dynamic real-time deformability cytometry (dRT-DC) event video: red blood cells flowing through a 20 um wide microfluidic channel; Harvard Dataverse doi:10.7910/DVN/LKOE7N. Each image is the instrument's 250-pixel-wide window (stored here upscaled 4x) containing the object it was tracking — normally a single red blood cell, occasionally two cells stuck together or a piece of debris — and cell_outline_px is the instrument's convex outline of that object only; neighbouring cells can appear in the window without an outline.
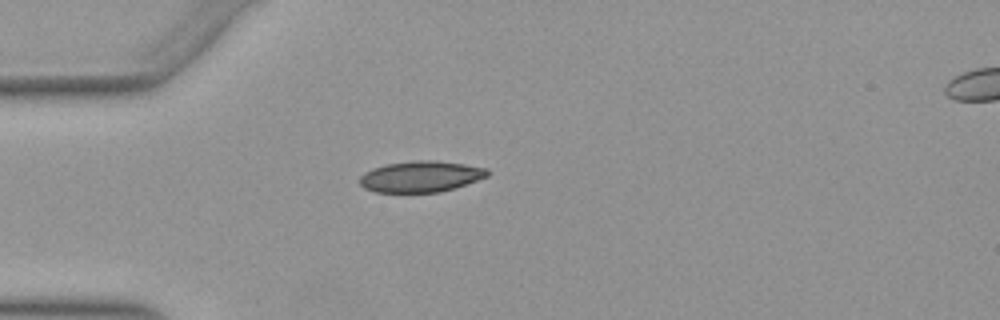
{"species": "Egyptian fruit bat (a non-hibernating species)", "species_latin": "Rousettus aegyptiacus", "temperature_condition": "warm", "stored_images_in_passage": 36, "camera_frame_rate_fps": 3000, "um_per_image_px": 0.085, "animal": {"sex": "female"}, "frame": {"image": 1, "passage_image": 3, "time_ms": 0.667, "image_size_px": [1000, 320], "cell_outline_px": [[488, 176], [456, 188], [440, 192], [376, 192], [364, 188], [360, 184], [360, 176], [364, 172], [372, 168], [388, 164], [412, 160], [432, 160], [464, 164], [488, 168]], "centroid_in_image_um": [35.77, 15.0], "position_along_channel_um": 49.2, "area_um2": 23.18}}
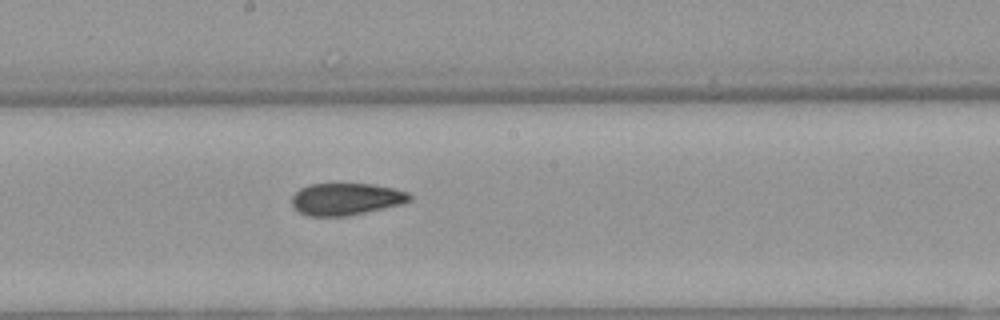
{"frame": {"image": 2, "passage_image": 17, "time_ms": 5.333, "image_size_px": [1000, 320], "cell_outline_px": [[412, 200], [404, 204], [344, 216], [308, 216], [300, 212], [292, 204], [292, 196], [300, 188], [308, 184], [372, 184], [392, 188], [408, 192], [412, 196]], "centroid_in_image_um": [29.43, 16.91], "position_along_channel_um": 218.8, "area_um2": 21.91}}
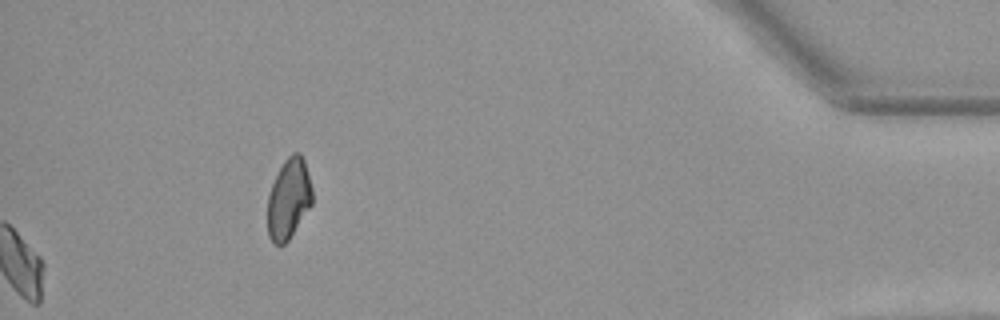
{"frame": {"image": 3, "passage_image": 36, "time_ms": 11.667, "image_size_px": [1000, 320], "cell_outline_px": [[312, 204], [288, 240], [284, 244], [272, 244], [268, 236], [268, 196], [272, 184], [284, 160], [292, 152], [300, 152], [304, 160], [312, 188]], "centroid_in_image_um": [24.54, 16.89], "position_along_channel_um": 410.7, "area_um2": 20.81}, "authors_computed_cell_mechanics": {"area_um2": 22.3397, "velocity_mm_per_s": 3.9392, "shape_relaxation_time_tau1_ms": null, "shape_relaxation_time_tau2_ms": 2.3714, "deformation_change_tau1": null, "deformation_change_tau2": 0.0746}}